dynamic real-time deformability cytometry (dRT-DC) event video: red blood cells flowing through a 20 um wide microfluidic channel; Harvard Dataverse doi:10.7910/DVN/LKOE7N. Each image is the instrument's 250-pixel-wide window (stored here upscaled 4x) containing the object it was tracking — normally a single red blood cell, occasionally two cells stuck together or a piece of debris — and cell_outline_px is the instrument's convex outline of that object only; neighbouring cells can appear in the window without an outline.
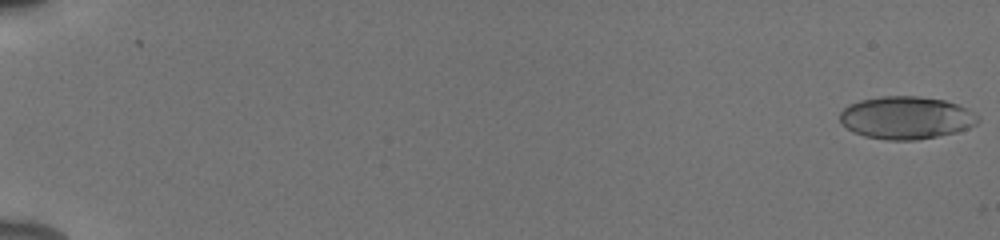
{"species": "human", "species_latin": "Homo sapiens", "temperature_condition": "cold", "stored_images_in_passage": 55, "camera_frame_rate_fps": 3000, "um_per_image_px": 0.085, "donor": {"sex": "male"}, "frame": {"image": 1, "passage_image": 1, "time_ms": 0.0, "image_size_px": [1000, 240], "cell_outline_px": [[980, 120], [976, 124], [968, 128], [956, 132], [916, 140], [888, 140], [864, 136], [840, 124], [840, 112], [848, 104], [860, 100], [880, 96], [920, 96], [944, 100], [968, 108], [976, 112], [980, 116]], "centroid_in_image_um": [77.04, 9.99], "position_along_channel_um": 8.0, "area_um2": 34.51}}
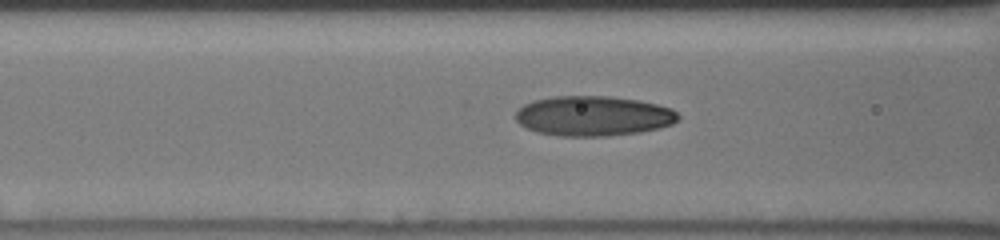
{"frame": {"image": 2, "passage_image": 25, "time_ms": 8.0, "image_size_px": [1000, 240], "cell_outline_px": [[680, 116], [672, 124], [660, 128], [640, 132], [608, 136], [560, 136], [536, 132], [524, 128], [516, 120], [516, 112], [524, 104], [532, 100], [552, 96], [608, 96], [640, 100], [672, 108]], "centroid_in_image_um": [50.41, 9.85], "position_along_channel_um": 116.2, "area_um2": 38.15}}
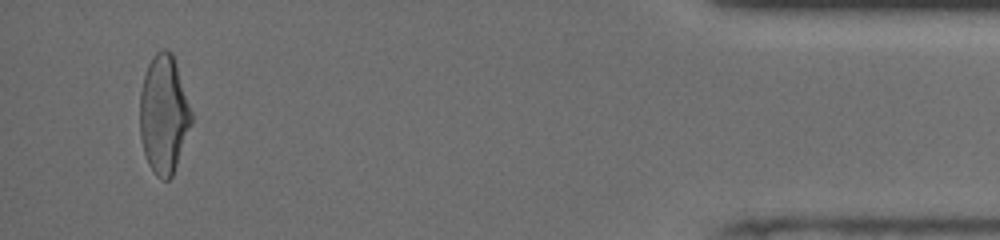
{"frame": {"image": 3, "passage_image": 53, "time_ms": 17.333, "image_size_px": [1000, 240], "cell_outline_px": [[192, 124], [172, 176], [168, 180], [164, 180], [156, 176], [148, 164], [144, 152], [140, 136], [140, 92], [144, 76], [148, 64], [152, 56], [160, 48], [164, 48], [172, 52], [192, 112]], "centroid_in_image_um": [13.91, 9.72], "position_along_channel_um": 421.3, "area_um2": 35.55}, "authors_computed_cell_mechanics": {"area_um2": 35.3736, "velocity_mm_per_s": 3.9125, "shape_relaxation_time_tau1_ms": 4.7362, "shape_relaxation_time_tau2_ms": 1.2886, "deformation_change_tau1": 0.1812, "deformation_change_tau2": 0.067}}